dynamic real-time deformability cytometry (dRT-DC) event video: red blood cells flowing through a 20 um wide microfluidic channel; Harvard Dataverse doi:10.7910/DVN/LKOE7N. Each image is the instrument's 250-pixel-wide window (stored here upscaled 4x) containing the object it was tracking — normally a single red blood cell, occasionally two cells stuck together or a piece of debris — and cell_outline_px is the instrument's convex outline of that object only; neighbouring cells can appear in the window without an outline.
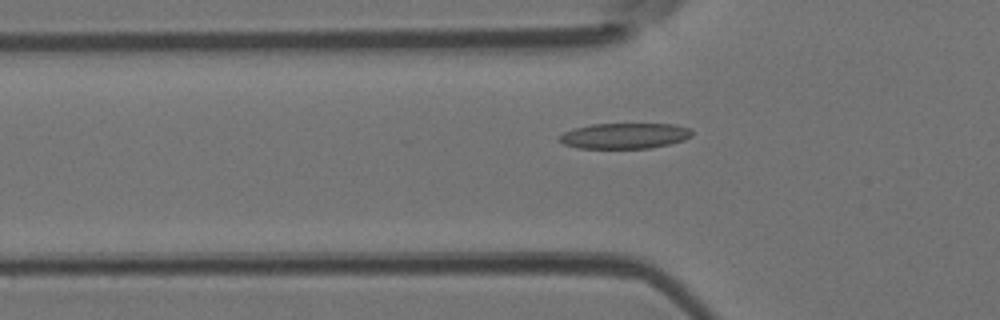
{"species": "Egyptian fruit bat (a non-hibernating species)", "species_latin": "Rousettus aegyptiacus", "temperature_condition": "room temperature", "stored_images_in_passage": 6, "camera_frame_rate_fps": 3000, "um_per_image_px": 0.085, "animal": {"sex": "female"}, "frame": {"image": 1, "passage_image": 5, "time_ms": 1.333, "image_size_px": [1000, 320], "cell_outline_px": [[692, 136], [684, 140], [668, 144], [648, 148], [580, 148], [564, 144], [560, 140], [560, 136], [564, 132], [572, 128], [592, 124], [676, 124], [688, 128], [692, 132]], "centroid_in_image_um": [53.1, 11.54], "position_along_channel_um": 72.7, "area_um2": 19.65}}
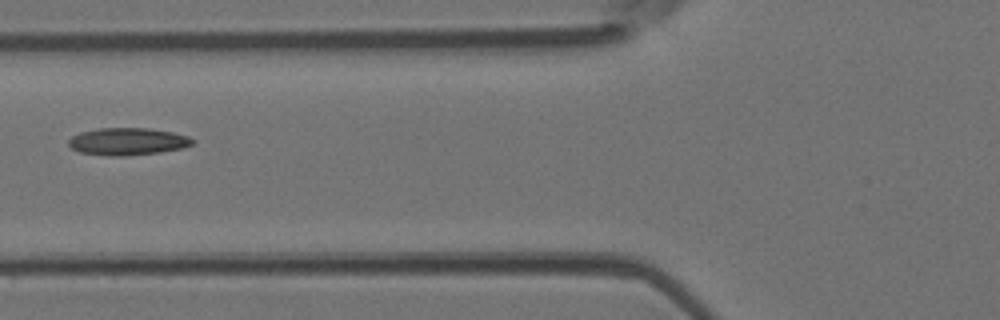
{"frame": {"image": 2, "passage_image": 6, "time_ms": 1.667, "image_size_px": [1000, 320], "cell_outline_px": [[192, 144], [184, 148], [160, 152], [124, 156], [108, 156], [80, 152], [72, 148], [68, 144], [68, 140], [72, 136], [80, 132], [100, 128], [148, 128], [172, 132], [188, 136], [192, 140]], "centroid_in_image_um": [10.83, 12.03], "position_along_channel_um": 115.0, "area_um2": 19.65}}